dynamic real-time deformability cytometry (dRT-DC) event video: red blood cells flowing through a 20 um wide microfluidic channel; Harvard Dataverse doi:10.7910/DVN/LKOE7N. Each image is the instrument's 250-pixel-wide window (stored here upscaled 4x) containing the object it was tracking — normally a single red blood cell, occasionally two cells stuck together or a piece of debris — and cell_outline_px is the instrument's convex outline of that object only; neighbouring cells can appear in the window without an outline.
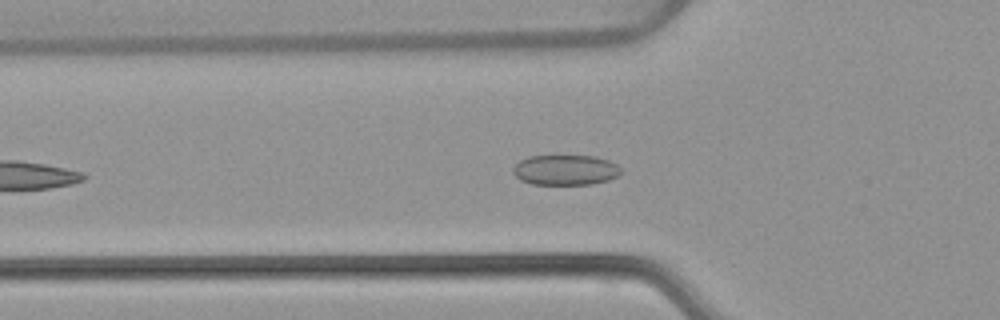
{"species": "common noctule bat (a hibernating species)", "species_latin": "Nyctalus noctula", "temperature_condition": "warm", "stored_images_in_passage": 29, "camera_frame_rate_fps": 3000, "um_per_image_px": 0.085, "animal": {"sex": "female", "body_mass_g": 22.7, "forearm_length_mm": 54.2}, "frame": {"image": 1, "passage_image": 8, "time_ms": 2.333, "image_size_px": [1000, 320], "cell_outline_px": [[620, 176], [608, 180], [592, 184], [532, 184], [520, 180], [512, 172], [512, 168], [520, 160], [528, 156], [596, 156], [608, 160], [616, 164], [620, 168]], "centroid_in_image_um": [48.05, 14.45], "position_along_channel_um": 77.7, "area_um2": 19.07}}
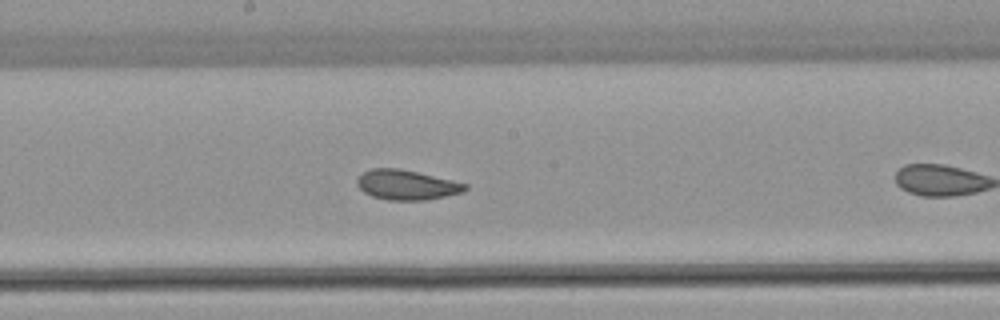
{"frame": {"image": 2, "passage_image": 15, "time_ms": 4.667, "image_size_px": [1000, 320], "cell_outline_px": [[468, 188], [464, 192], [428, 200], [388, 200], [372, 196], [364, 192], [356, 184], [356, 180], [364, 172], [372, 168], [400, 168], [452, 180], [468, 184]], "centroid_in_image_um": [34.58, 15.72], "position_along_channel_um": 213.6, "area_um2": 18.84}}
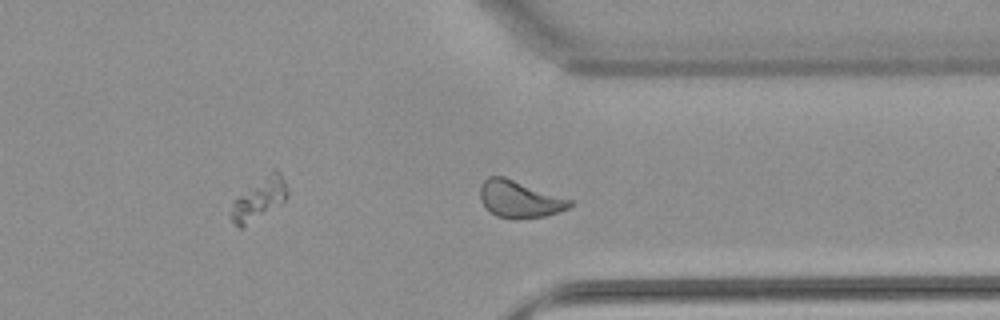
{"frame": {"image": 3, "passage_image": 27, "time_ms": 8.667, "image_size_px": [1000, 320], "cell_outline_px": [[576, 204], [568, 208], [544, 216], [496, 216], [480, 200], [480, 184], [488, 176], [504, 176], [572, 200]], "centroid_in_image_um": [44.16, 16.87], "position_along_channel_um": 367.2, "area_um2": 18.67}}